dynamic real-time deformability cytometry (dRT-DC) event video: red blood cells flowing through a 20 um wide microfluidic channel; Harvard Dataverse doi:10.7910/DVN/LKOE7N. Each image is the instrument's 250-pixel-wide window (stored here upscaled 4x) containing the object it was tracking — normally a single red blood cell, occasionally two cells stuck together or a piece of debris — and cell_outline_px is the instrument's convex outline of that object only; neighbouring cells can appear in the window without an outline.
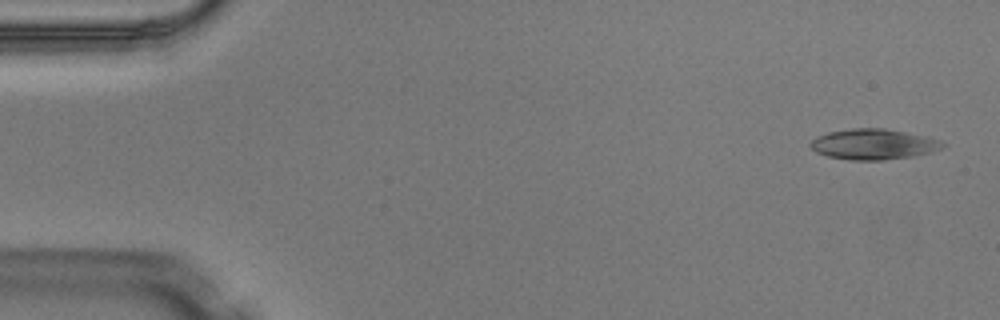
{"species": "Egyptian fruit bat (a non-hibernating species)", "species_latin": "Rousettus aegyptiacus", "temperature_condition": "warm", "stored_images_in_passage": 5, "camera_frame_rate_fps": 3000, "um_per_image_px": 0.085, "animal": {"sex": "male"}, "frame": {"image": 1, "passage_image": 1, "time_ms": 0.0, "image_size_px": [1000, 320], "cell_outline_px": [[948, 144], [932, 152], [912, 156], [880, 160], [852, 160], [828, 156], [816, 152], [808, 144], [816, 136], [828, 132], [852, 128], [884, 128], [924, 136], [940, 140]], "centroid_in_image_um": [74.23, 12.25], "position_along_channel_um": 10.8, "area_um2": 23.41}}
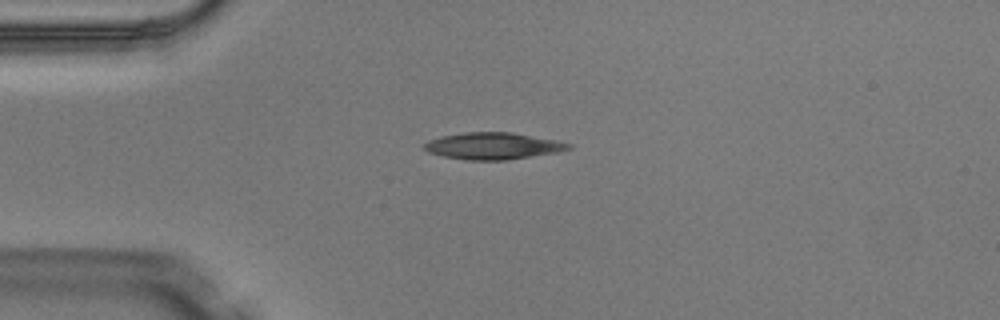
{"frame": {"image": 2, "passage_image": 3, "time_ms": 0.667, "image_size_px": [1000, 320], "cell_outline_px": [[572, 148], [560, 152], [508, 160], [468, 160], [444, 156], [428, 152], [424, 148], [424, 144], [428, 140], [440, 136], [464, 132], [512, 132], [556, 140], [572, 144]], "centroid_in_image_um": [41.93, 12.4], "position_along_channel_um": 43.1, "area_um2": 22.66}}
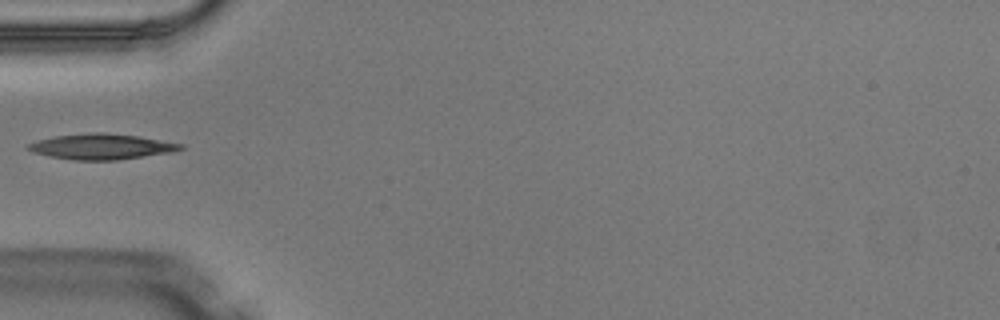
{"frame": {"image": 3, "passage_image": 4, "time_ms": 1.0, "image_size_px": [1000, 320], "cell_outline_px": [[184, 148], [176, 152], [116, 160], [72, 160], [48, 156], [32, 152], [28, 148], [28, 144], [36, 140], [56, 136], [92, 132], [104, 132], [136, 136], [184, 144]], "centroid_in_image_um": [8.64, 12.46], "position_along_channel_um": 76.4, "area_um2": 22.72}}